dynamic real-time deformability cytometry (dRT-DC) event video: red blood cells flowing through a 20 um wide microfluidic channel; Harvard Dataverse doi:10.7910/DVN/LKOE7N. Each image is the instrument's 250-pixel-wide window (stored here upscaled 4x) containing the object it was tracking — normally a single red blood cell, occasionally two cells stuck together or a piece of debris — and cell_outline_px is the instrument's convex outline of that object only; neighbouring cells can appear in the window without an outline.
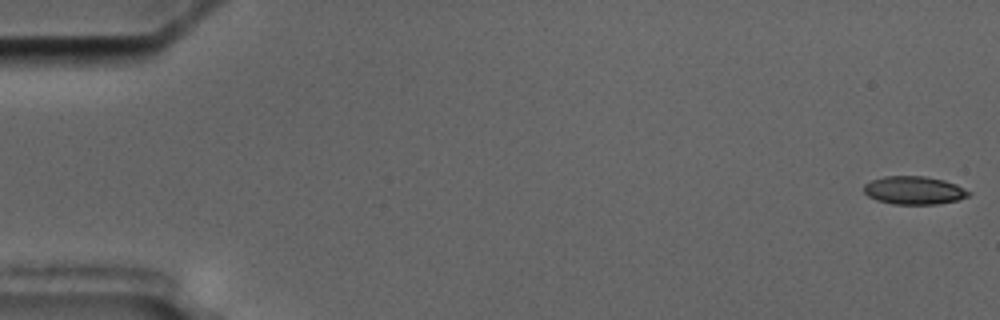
{"species": "common noctule bat (a hibernating species)", "species_latin": "Nyctalus noctula", "temperature_condition": "cold", "stored_images_in_passage": 7, "camera_frame_rate_fps": 3000, "um_per_image_px": 0.085, "animal": {"sex": "male", "body_mass_g": 17.5, "forearm_length_mm": 52.3}, "frame": {"image": 1, "passage_image": 1, "time_ms": 0.0, "image_size_px": [1000, 320], "cell_outline_px": [[972, 192], [968, 196], [956, 200], [936, 204], [892, 204], [876, 200], [868, 196], [864, 192], [864, 184], [872, 180], [884, 176], [924, 176], [944, 180], [956, 184]], "centroid_in_image_um": [77.68, 16.17], "position_along_channel_um": 7.3, "area_um2": 17.17}}
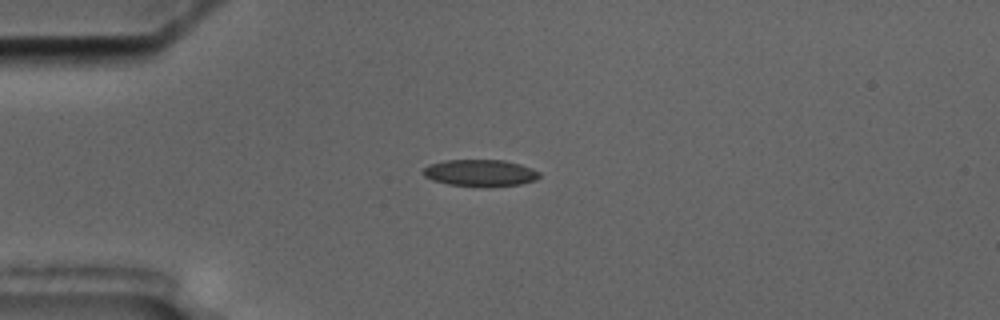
{"frame": {"image": 2, "passage_image": 5, "time_ms": 4.667, "image_size_px": [1000, 320], "cell_outline_px": [[540, 176], [536, 180], [520, 184], [488, 188], [448, 184], [432, 180], [424, 176], [420, 172], [428, 164], [444, 160], [504, 160], [520, 164], [532, 168], [540, 172]], "centroid_in_image_um": [40.8, 14.71], "position_along_channel_um": 44.2, "area_um2": 18.55}}